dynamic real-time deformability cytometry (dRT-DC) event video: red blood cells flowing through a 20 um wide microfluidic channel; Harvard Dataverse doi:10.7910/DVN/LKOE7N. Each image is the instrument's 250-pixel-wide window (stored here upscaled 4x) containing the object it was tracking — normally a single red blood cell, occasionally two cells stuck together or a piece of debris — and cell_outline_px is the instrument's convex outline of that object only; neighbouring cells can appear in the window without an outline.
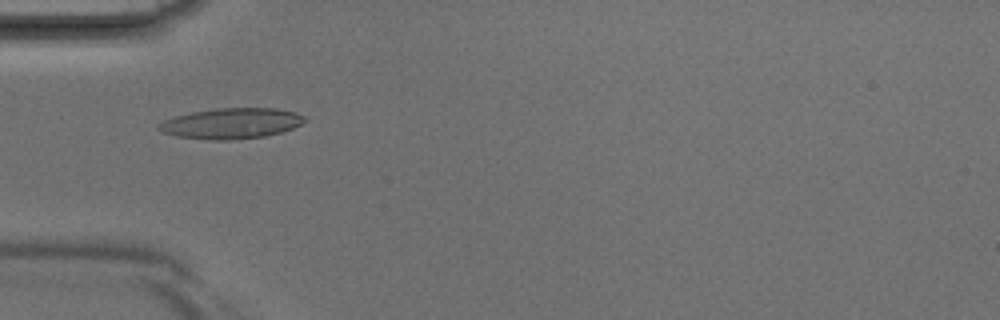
{"species": "Egyptian fruit bat (a non-hibernating species)", "species_latin": "Rousettus aegyptiacus", "temperature_condition": "room temperature", "stored_images_in_passage": 41, "camera_frame_rate_fps": 3000, "um_per_image_px": 0.085, "animal": {"sex": "male"}, "frame": {"image": 1, "passage_image": 13, "time_ms": 4.0, "image_size_px": [1000, 320], "cell_outline_px": [[308, 120], [292, 128], [280, 132], [264, 136], [228, 140], [212, 140], [176, 136], [164, 132], [156, 128], [164, 120], [176, 116], [192, 112], [216, 108], [276, 108], [296, 112], [304, 116]], "centroid_in_image_um": [19.68, 10.48], "position_along_channel_um": 65.3, "area_um2": 25.84}}
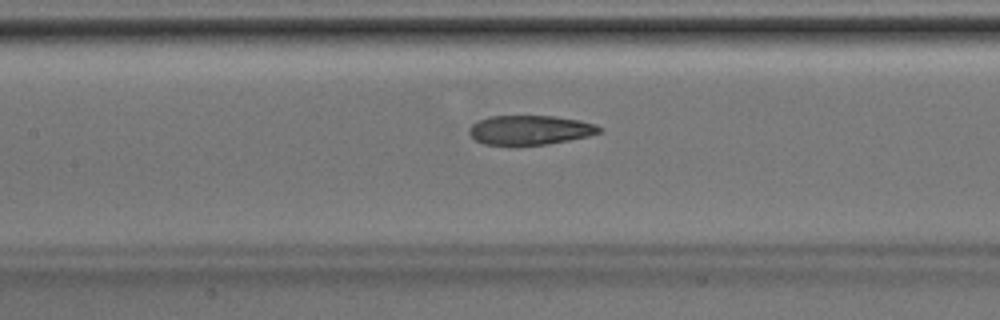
{"frame": {"image": 2, "passage_image": 19, "time_ms": 6.0, "image_size_px": [1000, 320], "cell_outline_px": [[604, 132], [588, 136], [548, 144], [516, 148], [484, 144], [476, 140], [468, 132], [468, 128], [472, 124], [480, 120], [492, 116], [556, 116], [580, 120], [596, 124], [604, 128]], "centroid_in_image_um": [45.07, 11.09], "position_along_channel_um": 162.3, "area_um2": 23.12}}
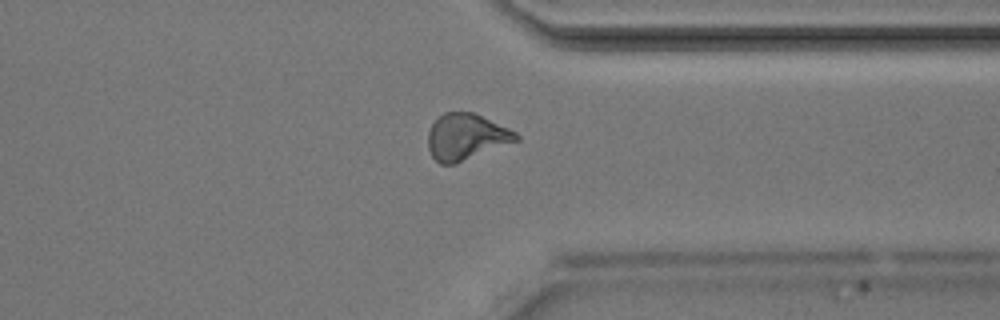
{"frame": {"image": 3, "passage_image": 32, "time_ms": 10.333, "image_size_px": [1000, 320], "cell_outline_px": [[520, 140], [456, 164], [440, 164], [432, 156], [428, 148], [428, 132], [432, 124], [444, 112], [472, 112], [508, 128], [516, 132], [520, 136]], "centroid_in_image_um": [39.62, 11.65], "position_along_channel_um": 371.8, "area_um2": 23.7}}